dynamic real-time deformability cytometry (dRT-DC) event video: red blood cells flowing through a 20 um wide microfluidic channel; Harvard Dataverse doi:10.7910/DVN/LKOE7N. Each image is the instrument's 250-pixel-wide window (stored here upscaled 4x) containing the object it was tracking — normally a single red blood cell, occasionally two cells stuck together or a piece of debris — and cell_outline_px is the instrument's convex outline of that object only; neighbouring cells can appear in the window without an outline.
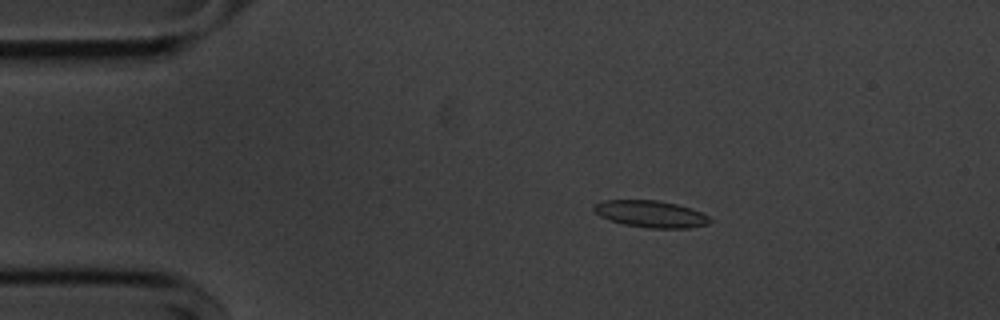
{"species": "common noctule bat (a hibernating species)", "species_latin": "Nyctalus noctula", "temperature_condition": "cold", "stored_images_in_passage": 54, "camera_frame_rate_fps": 3000, "um_per_image_px": 0.085, "animal": {"sex": "male", "body_mass_g": 20.1, "forearm_length_mm": 53.5}, "frame": {"image": 1, "passage_image": 9, "time_ms": 2.667, "image_size_px": [1000, 320], "cell_outline_px": [[712, 220], [708, 224], [688, 228], [648, 228], [624, 224], [600, 216], [592, 208], [592, 204], [604, 200], [656, 200], [676, 204], [700, 212], [708, 216]], "centroid_in_image_um": [55.29, 18.18], "position_along_channel_um": 29.7, "area_um2": 17.98}}
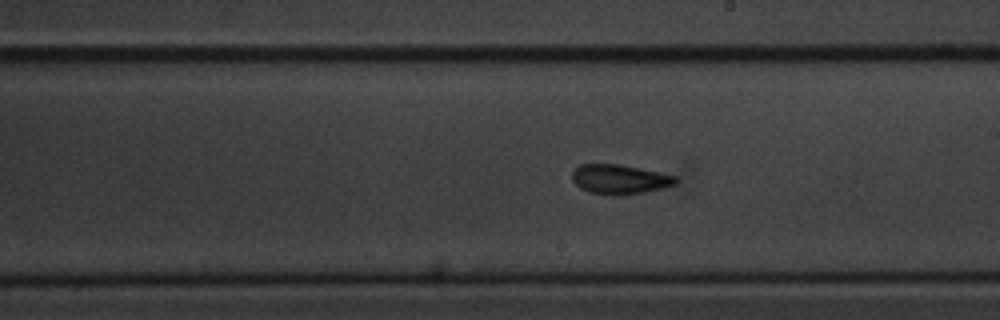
{"frame": {"image": 2, "passage_image": 30, "time_ms": 9.667, "image_size_px": [1000, 320], "cell_outline_px": [[676, 184], [664, 188], [644, 192], [588, 192], [580, 188], [572, 180], [572, 172], [580, 164], [620, 164], [640, 168], [676, 176]], "centroid_in_image_um": [52.67, 15.19], "position_along_channel_um": 236.3, "area_um2": 17.05}}
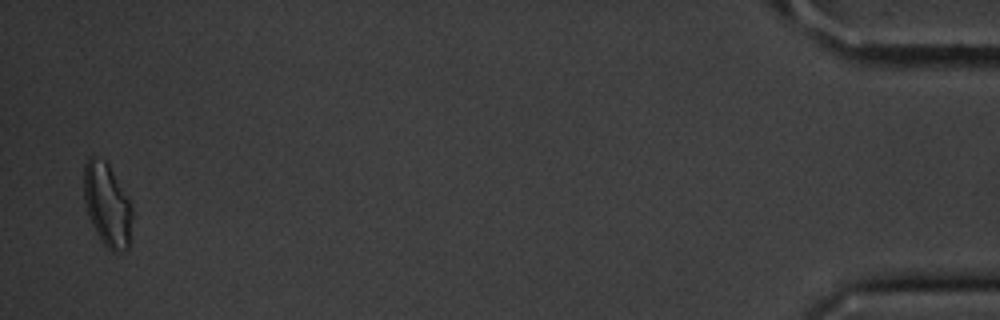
{"frame": {"image": 3, "passage_image": 53, "time_ms": 17.333, "image_size_px": [1000, 320], "cell_outline_px": [[132, 216], [128, 248], [120, 252], [112, 252], [100, 240], [92, 224], [84, 200], [84, 164], [88, 156], [92, 156], [104, 160], [108, 164], [132, 200]], "centroid_in_image_um": [9.13, 17.39], "position_along_channel_um": 426.1, "area_um2": 23.64}, "authors_computed_cell_mechanics": {"area_um2": 17.5712, "velocity_mm_per_s": 3.6301, "shape_relaxation_time_tau1_ms": 4.4988, "shape_relaxation_time_tau2_ms": 3.8764, "deformation_change_tau1": 0.1127, "deformation_change_tau2": 0.1112}}